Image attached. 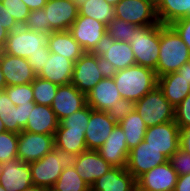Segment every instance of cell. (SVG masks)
Masks as SVG:
<instances>
[{
  "label": "cell",
  "mask_w": 190,
  "mask_h": 191,
  "mask_svg": "<svg viewBox=\"0 0 190 191\" xmlns=\"http://www.w3.org/2000/svg\"><path fill=\"white\" fill-rule=\"evenodd\" d=\"M180 129L175 121L147 127L144 140L168 159L179 149Z\"/></svg>",
  "instance_id": "obj_12"
},
{
  "label": "cell",
  "mask_w": 190,
  "mask_h": 191,
  "mask_svg": "<svg viewBox=\"0 0 190 191\" xmlns=\"http://www.w3.org/2000/svg\"><path fill=\"white\" fill-rule=\"evenodd\" d=\"M46 32H35L19 26L8 34L3 53L27 59L36 52L50 51Z\"/></svg>",
  "instance_id": "obj_7"
},
{
  "label": "cell",
  "mask_w": 190,
  "mask_h": 191,
  "mask_svg": "<svg viewBox=\"0 0 190 191\" xmlns=\"http://www.w3.org/2000/svg\"><path fill=\"white\" fill-rule=\"evenodd\" d=\"M181 37L190 50V17H185L170 25Z\"/></svg>",
  "instance_id": "obj_44"
},
{
  "label": "cell",
  "mask_w": 190,
  "mask_h": 191,
  "mask_svg": "<svg viewBox=\"0 0 190 191\" xmlns=\"http://www.w3.org/2000/svg\"><path fill=\"white\" fill-rule=\"evenodd\" d=\"M124 131L128 149L131 150L144 140L147 125L135 110L129 113L120 123Z\"/></svg>",
  "instance_id": "obj_30"
},
{
  "label": "cell",
  "mask_w": 190,
  "mask_h": 191,
  "mask_svg": "<svg viewBox=\"0 0 190 191\" xmlns=\"http://www.w3.org/2000/svg\"><path fill=\"white\" fill-rule=\"evenodd\" d=\"M113 166L106 162L97 151L87 150L77 156L76 172L90 186L96 179L111 170Z\"/></svg>",
  "instance_id": "obj_22"
},
{
  "label": "cell",
  "mask_w": 190,
  "mask_h": 191,
  "mask_svg": "<svg viewBox=\"0 0 190 191\" xmlns=\"http://www.w3.org/2000/svg\"><path fill=\"white\" fill-rule=\"evenodd\" d=\"M107 112L91 108L88 127L85 129V143L88 150L97 151L116 126Z\"/></svg>",
  "instance_id": "obj_18"
},
{
  "label": "cell",
  "mask_w": 190,
  "mask_h": 191,
  "mask_svg": "<svg viewBox=\"0 0 190 191\" xmlns=\"http://www.w3.org/2000/svg\"><path fill=\"white\" fill-rule=\"evenodd\" d=\"M179 148L190 153V125L180 128Z\"/></svg>",
  "instance_id": "obj_48"
},
{
  "label": "cell",
  "mask_w": 190,
  "mask_h": 191,
  "mask_svg": "<svg viewBox=\"0 0 190 191\" xmlns=\"http://www.w3.org/2000/svg\"><path fill=\"white\" fill-rule=\"evenodd\" d=\"M158 86L162 89L165 98L177 107L190 93V83L177 72H171L158 77Z\"/></svg>",
  "instance_id": "obj_27"
},
{
  "label": "cell",
  "mask_w": 190,
  "mask_h": 191,
  "mask_svg": "<svg viewBox=\"0 0 190 191\" xmlns=\"http://www.w3.org/2000/svg\"><path fill=\"white\" fill-rule=\"evenodd\" d=\"M106 28V24L91 17L78 16L69 32L85 52H91L106 33Z\"/></svg>",
  "instance_id": "obj_15"
},
{
  "label": "cell",
  "mask_w": 190,
  "mask_h": 191,
  "mask_svg": "<svg viewBox=\"0 0 190 191\" xmlns=\"http://www.w3.org/2000/svg\"><path fill=\"white\" fill-rule=\"evenodd\" d=\"M159 23L171 25L190 13V0H162L156 7Z\"/></svg>",
  "instance_id": "obj_29"
},
{
  "label": "cell",
  "mask_w": 190,
  "mask_h": 191,
  "mask_svg": "<svg viewBox=\"0 0 190 191\" xmlns=\"http://www.w3.org/2000/svg\"><path fill=\"white\" fill-rule=\"evenodd\" d=\"M0 185L6 191H22L33 185L29 163L18 158L3 163Z\"/></svg>",
  "instance_id": "obj_20"
},
{
  "label": "cell",
  "mask_w": 190,
  "mask_h": 191,
  "mask_svg": "<svg viewBox=\"0 0 190 191\" xmlns=\"http://www.w3.org/2000/svg\"><path fill=\"white\" fill-rule=\"evenodd\" d=\"M147 1L151 2L155 7H157L162 0H147Z\"/></svg>",
  "instance_id": "obj_57"
},
{
  "label": "cell",
  "mask_w": 190,
  "mask_h": 191,
  "mask_svg": "<svg viewBox=\"0 0 190 191\" xmlns=\"http://www.w3.org/2000/svg\"><path fill=\"white\" fill-rule=\"evenodd\" d=\"M74 4H76L77 8L79 9L83 3L87 0H71Z\"/></svg>",
  "instance_id": "obj_55"
},
{
  "label": "cell",
  "mask_w": 190,
  "mask_h": 191,
  "mask_svg": "<svg viewBox=\"0 0 190 191\" xmlns=\"http://www.w3.org/2000/svg\"><path fill=\"white\" fill-rule=\"evenodd\" d=\"M54 191H90V186L80 177L75 168L63 169L52 188Z\"/></svg>",
  "instance_id": "obj_32"
},
{
  "label": "cell",
  "mask_w": 190,
  "mask_h": 191,
  "mask_svg": "<svg viewBox=\"0 0 190 191\" xmlns=\"http://www.w3.org/2000/svg\"><path fill=\"white\" fill-rule=\"evenodd\" d=\"M7 12L13 16L19 26H23L30 10L22 0H1Z\"/></svg>",
  "instance_id": "obj_39"
},
{
  "label": "cell",
  "mask_w": 190,
  "mask_h": 191,
  "mask_svg": "<svg viewBox=\"0 0 190 191\" xmlns=\"http://www.w3.org/2000/svg\"><path fill=\"white\" fill-rule=\"evenodd\" d=\"M91 107L86 105L84 108L72 113L59 121L58 128H69L75 131H85L88 127Z\"/></svg>",
  "instance_id": "obj_35"
},
{
  "label": "cell",
  "mask_w": 190,
  "mask_h": 191,
  "mask_svg": "<svg viewBox=\"0 0 190 191\" xmlns=\"http://www.w3.org/2000/svg\"><path fill=\"white\" fill-rule=\"evenodd\" d=\"M5 87H6V82H5L4 74L2 73L0 69V90H4Z\"/></svg>",
  "instance_id": "obj_54"
},
{
  "label": "cell",
  "mask_w": 190,
  "mask_h": 191,
  "mask_svg": "<svg viewBox=\"0 0 190 191\" xmlns=\"http://www.w3.org/2000/svg\"><path fill=\"white\" fill-rule=\"evenodd\" d=\"M135 103L131 100L121 98L112 104L110 110L107 111L109 117L119 124L129 113L134 110Z\"/></svg>",
  "instance_id": "obj_41"
},
{
  "label": "cell",
  "mask_w": 190,
  "mask_h": 191,
  "mask_svg": "<svg viewBox=\"0 0 190 191\" xmlns=\"http://www.w3.org/2000/svg\"><path fill=\"white\" fill-rule=\"evenodd\" d=\"M108 73L101 59L90 52H85L75 63L71 84L80 92L87 93Z\"/></svg>",
  "instance_id": "obj_8"
},
{
  "label": "cell",
  "mask_w": 190,
  "mask_h": 191,
  "mask_svg": "<svg viewBox=\"0 0 190 191\" xmlns=\"http://www.w3.org/2000/svg\"><path fill=\"white\" fill-rule=\"evenodd\" d=\"M190 61V50L178 33L170 26L160 23V50L157 78L176 72L184 63Z\"/></svg>",
  "instance_id": "obj_2"
},
{
  "label": "cell",
  "mask_w": 190,
  "mask_h": 191,
  "mask_svg": "<svg viewBox=\"0 0 190 191\" xmlns=\"http://www.w3.org/2000/svg\"><path fill=\"white\" fill-rule=\"evenodd\" d=\"M0 69L4 74L6 86L31 83L37 75L28 60L0 52Z\"/></svg>",
  "instance_id": "obj_16"
},
{
  "label": "cell",
  "mask_w": 190,
  "mask_h": 191,
  "mask_svg": "<svg viewBox=\"0 0 190 191\" xmlns=\"http://www.w3.org/2000/svg\"><path fill=\"white\" fill-rule=\"evenodd\" d=\"M129 151L124 131L119 124H116L104 144L97 150L106 162L121 168L127 166Z\"/></svg>",
  "instance_id": "obj_19"
},
{
  "label": "cell",
  "mask_w": 190,
  "mask_h": 191,
  "mask_svg": "<svg viewBox=\"0 0 190 191\" xmlns=\"http://www.w3.org/2000/svg\"><path fill=\"white\" fill-rule=\"evenodd\" d=\"M114 8L116 18L128 23H134L137 26L160 24L156 7L147 0H120Z\"/></svg>",
  "instance_id": "obj_9"
},
{
  "label": "cell",
  "mask_w": 190,
  "mask_h": 191,
  "mask_svg": "<svg viewBox=\"0 0 190 191\" xmlns=\"http://www.w3.org/2000/svg\"><path fill=\"white\" fill-rule=\"evenodd\" d=\"M176 72L190 83V61L184 63Z\"/></svg>",
  "instance_id": "obj_51"
},
{
  "label": "cell",
  "mask_w": 190,
  "mask_h": 191,
  "mask_svg": "<svg viewBox=\"0 0 190 191\" xmlns=\"http://www.w3.org/2000/svg\"><path fill=\"white\" fill-rule=\"evenodd\" d=\"M73 68L74 62L72 60L51 52L38 77L49 80L59 86L71 84Z\"/></svg>",
  "instance_id": "obj_24"
},
{
  "label": "cell",
  "mask_w": 190,
  "mask_h": 191,
  "mask_svg": "<svg viewBox=\"0 0 190 191\" xmlns=\"http://www.w3.org/2000/svg\"><path fill=\"white\" fill-rule=\"evenodd\" d=\"M110 74L120 96L134 103L158 85L155 71L137 64Z\"/></svg>",
  "instance_id": "obj_1"
},
{
  "label": "cell",
  "mask_w": 190,
  "mask_h": 191,
  "mask_svg": "<svg viewBox=\"0 0 190 191\" xmlns=\"http://www.w3.org/2000/svg\"><path fill=\"white\" fill-rule=\"evenodd\" d=\"M87 105L86 95L72 84L58 86L51 109L58 121L84 108Z\"/></svg>",
  "instance_id": "obj_17"
},
{
  "label": "cell",
  "mask_w": 190,
  "mask_h": 191,
  "mask_svg": "<svg viewBox=\"0 0 190 191\" xmlns=\"http://www.w3.org/2000/svg\"><path fill=\"white\" fill-rule=\"evenodd\" d=\"M48 189L47 188H44V187H40V186H37V185H31L30 187L22 190V191H47Z\"/></svg>",
  "instance_id": "obj_53"
},
{
  "label": "cell",
  "mask_w": 190,
  "mask_h": 191,
  "mask_svg": "<svg viewBox=\"0 0 190 191\" xmlns=\"http://www.w3.org/2000/svg\"><path fill=\"white\" fill-rule=\"evenodd\" d=\"M136 187V179L126 168L113 167L96 179L91 191H135Z\"/></svg>",
  "instance_id": "obj_23"
},
{
  "label": "cell",
  "mask_w": 190,
  "mask_h": 191,
  "mask_svg": "<svg viewBox=\"0 0 190 191\" xmlns=\"http://www.w3.org/2000/svg\"><path fill=\"white\" fill-rule=\"evenodd\" d=\"M54 147L78 156L88 150L85 143V131L57 128L54 134Z\"/></svg>",
  "instance_id": "obj_28"
},
{
  "label": "cell",
  "mask_w": 190,
  "mask_h": 191,
  "mask_svg": "<svg viewBox=\"0 0 190 191\" xmlns=\"http://www.w3.org/2000/svg\"><path fill=\"white\" fill-rule=\"evenodd\" d=\"M168 158L143 140L129 151L126 169L137 180L152 168L164 164Z\"/></svg>",
  "instance_id": "obj_11"
},
{
  "label": "cell",
  "mask_w": 190,
  "mask_h": 191,
  "mask_svg": "<svg viewBox=\"0 0 190 191\" xmlns=\"http://www.w3.org/2000/svg\"><path fill=\"white\" fill-rule=\"evenodd\" d=\"M105 1L108 2L112 6H115L117 3L120 2V0H105Z\"/></svg>",
  "instance_id": "obj_56"
},
{
  "label": "cell",
  "mask_w": 190,
  "mask_h": 191,
  "mask_svg": "<svg viewBox=\"0 0 190 191\" xmlns=\"http://www.w3.org/2000/svg\"><path fill=\"white\" fill-rule=\"evenodd\" d=\"M2 170H3V163L0 162V176L2 174Z\"/></svg>",
  "instance_id": "obj_59"
},
{
  "label": "cell",
  "mask_w": 190,
  "mask_h": 191,
  "mask_svg": "<svg viewBox=\"0 0 190 191\" xmlns=\"http://www.w3.org/2000/svg\"><path fill=\"white\" fill-rule=\"evenodd\" d=\"M54 148V135L21 131L18 134V159L25 163L40 160Z\"/></svg>",
  "instance_id": "obj_10"
},
{
  "label": "cell",
  "mask_w": 190,
  "mask_h": 191,
  "mask_svg": "<svg viewBox=\"0 0 190 191\" xmlns=\"http://www.w3.org/2000/svg\"><path fill=\"white\" fill-rule=\"evenodd\" d=\"M50 51L36 52L35 54H31L27 60L31 65L34 73L38 76L42 69L44 68V64L46 60H48L50 56Z\"/></svg>",
  "instance_id": "obj_45"
},
{
  "label": "cell",
  "mask_w": 190,
  "mask_h": 191,
  "mask_svg": "<svg viewBox=\"0 0 190 191\" xmlns=\"http://www.w3.org/2000/svg\"><path fill=\"white\" fill-rule=\"evenodd\" d=\"M30 11L42 9L48 0H22Z\"/></svg>",
  "instance_id": "obj_50"
},
{
  "label": "cell",
  "mask_w": 190,
  "mask_h": 191,
  "mask_svg": "<svg viewBox=\"0 0 190 191\" xmlns=\"http://www.w3.org/2000/svg\"><path fill=\"white\" fill-rule=\"evenodd\" d=\"M4 91L15 106L28 104L34 101L33 87L31 83L24 85L6 86Z\"/></svg>",
  "instance_id": "obj_38"
},
{
  "label": "cell",
  "mask_w": 190,
  "mask_h": 191,
  "mask_svg": "<svg viewBox=\"0 0 190 191\" xmlns=\"http://www.w3.org/2000/svg\"><path fill=\"white\" fill-rule=\"evenodd\" d=\"M179 129L190 125V93L175 107V119Z\"/></svg>",
  "instance_id": "obj_43"
},
{
  "label": "cell",
  "mask_w": 190,
  "mask_h": 191,
  "mask_svg": "<svg viewBox=\"0 0 190 191\" xmlns=\"http://www.w3.org/2000/svg\"><path fill=\"white\" fill-rule=\"evenodd\" d=\"M31 84L33 87L34 102L36 104L51 106L59 85L38 76Z\"/></svg>",
  "instance_id": "obj_34"
},
{
  "label": "cell",
  "mask_w": 190,
  "mask_h": 191,
  "mask_svg": "<svg viewBox=\"0 0 190 191\" xmlns=\"http://www.w3.org/2000/svg\"><path fill=\"white\" fill-rule=\"evenodd\" d=\"M136 27L137 25L134 23H128L125 20L115 18L107 24L106 32L114 40L130 43Z\"/></svg>",
  "instance_id": "obj_36"
},
{
  "label": "cell",
  "mask_w": 190,
  "mask_h": 191,
  "mask_svg": "<svg viewBox=\"0 0 190 191\" xmlns=\"http://www.w3.org/2000/svg\"><path fill=\"white\" fill-rule=\"evenodd\" d=\"M77 155L54 147L43 158L29 163L32 183L40 187L52 189L63 169L75 168Z\"/></svg>",
  "instance_id": "obj_3"
},
{
  "label": "cell",
  "mask_w": 190,
  "mask_h": 191,
  "mask_svg": "<svg viewBox=\"0 0 190 191\" xmlns=\"http://www.w3.org/2000/svg\"><path fill=\"white\" fill-rule=\"evenodd\" d=\"M36 103L34 101L28 102V104H22L18 106V115H19V121L18 122V134L24 130L28 116L30 114V111L34 108V105Z\"/></svg>",
  "instance_id": "obj_47"
},
{
  "label": "cell",
  "mask_w": 190,
  "mask_h": 191,
  "mask_svg": "<svg viewBox=\"0 0 190 191\" xmlns=\"http://www.w3.org/2000/svg\"><path fill=\"white\" fill-rule=\"evenodd\" d=\"M174 191H190V173L178 176Z\"/></svg>",
  "instance_id": "obj_49"
},
{
  "label": "cell",
  "mask_w": 190,
  "mask_h": 191,
  "mask_svg": "<svg viewBox=\"0 0 190 191\" xmlns=\"http://www.w3.org/2000/svg\"><path fill=\"white\" fill-rule=\"evenodd\" d=\"M23 27L31 31L47 33V18L44 8L30 11Z\"/></svg>",
  "instance_id": "obj_40"
},
{
  "label": "cell",
  "mask_w": 190,
  "mask_h": 191,
  "mask_svg": "<svg viewBox=\"0 0 190 191\" xmlns=\"http://www.w3.org/2000/svg\"><path fill=\"white\" fill-rule=\"evenodd\" d=\"M0 118L5 131L18 134V106L14 105L4 90L0 92Z\"/></svg>",
  "instance_id": "obj_33"
},
{
  "label": "cell",
  "mask_w": 190,
  "mask_h": 191,
  "mask_svg": "<svg viewBox=\"0 0 190 191\" xmlns=\"http://www.w3.org/2000/svg\"><path fill=\"white\" fill-rule=\"evenodd\" d=\"M9 32L0 24V52L3 50Z\"/></svg>",
  "instance_id": "obj_52"
},
{
  "label": "cell",
  "mask_w": 190,
  "mask_h": 191,
  "mask_svg": "<svg viewBox=\"0 0 190 191\" xmlns=\"http://www.w3.org/2000/svg\"><path fill=\"white\" fill-rule=\"evenodd\" d=\"M78 13V16L91 17L106 25L116 18L114 6L105 0H87L78 9Z\"/></svg>",
  "instance_id": "obj_31"
},
{
  "label": "cell",
  "mask_w": 190,
  "mask_h": 191,
  "mask_svg": "<svg viewBox=\"0 0 190 191\" xmlns=\"http://www.w3.org/2000/svg\"><path fill=\"white\" fill-rule=\"evenodd\" d=\"M0 24L10 33L17 29L19 25L11 14L7 12V9L2 5L0 0Z\"/></svg>",
  "instance_id": "obj_46"
},
{
  "label": "cell",
  "mask_w": 190,
  "mask_h": 191,
  "mask_svg": "<svg viewBox=\"0 0 190 191\" xmlns=\"http://www.w3.org/2000/svg\"><path fill=\"white\" fill-rule=\"evenodd\" d=\"M58 125L59 121L51 106L35 104L32 111H30L23 131L54 135Z\"/></svg>",
  "instance_id": "obj_25"
},
{
  "label": "cell",
  "mask_w": 190,
  "mask_h": 191,
  "mask_svg": "<svg viewBox=\"0 0 190 191\" xmlns=\"http://www.w3.org/2000/svg\"><path fill=\"white\" fill-rule=\"evenodd\" d=\"M0 191H6L3 186L0 185Z\"/></svg>",
  "instance_id": "obj_60"
},
{
  "label": "cell",
  "mask_w": 190,
  "mask_h": 191,
  "mask_svg": "<svg viewBox=\"0 0 190 191\" xmlns=\"http://www.w3.org/2000/svg\"><path fill=\"white\" fill-rule=\"evenodd\" d=\"M122 97L112 75L107 74L86 95L87 105L94 110L107 112Z\"/></svg>",
  "instance_id": "obj_21"
},
{
  "label": "cell",
  "mask_w": 190,
  "mask_h": 191,
  "mask_svg": "<svg viewBox=\"0 0 190 191\" xmlns=\"http://www.w3.org/2000/svg\"><path fill=\"white\" fill-rule=\"evenodd\" d=\"M90 53L101 59L108 73L123 70L136 64L130 43L114 40L107 32Z\"/></svg>",
  "instance_id": "obj_4"
},
{
  "label": "cell",
  "mask_w": 190,
  "mask_h": 191,
  "mask_svg": "<svg viewBox=\"0 0 190 191\" xmlns=\"http://www.w3.org/2000/svg\"><path fill=\"white\" fill-rule=\"evenodd\" d=\"M172 168L177 172L178 176L190 173V153L178 149L168 159Z\"/></svg>",
  "instance_id": "obj_42"
},
{
  "label": "cell",
  "mask_w": 190,
  "mask_h": 191,
  "mask_svg": "<svg viewBox=\"0 0 190 191\" xmlns=\"http://www.w3.org/2000/svg\"><path fill=\"white\" fill-rule=\"evenodd\" d=\"M47 44L50 52L60 54L74 63L85 53L69 30L51 32Z\"/></svg>",
  "instance_id": "obj_26"
},
{
  "label": "cell",
  "mask_w": 190,
  "mask_h": 191,
  "mask_svg": "<svg viewBox=\"0 0 190 191\" xmlns=\"http://www.w3.org/2000/svg\"><path fill=\"white\" fill-rule=\"evenodd\" d=\"M4 132H5V127H4L3 121L0 118V134Z\"/></svg>",
  "instance_id": "obj_58"
},
{
  "label": "cell",
  "mask_w": 190,
  "mask_h": 191,
  "mask_svg": "<svg viewBox=\"0 0 190 191\" xmlns=\"http://www.w3.org/2000/svg\"><path fill=\"white\" fill-rule=\"evenodd\" d=\"M177 179V172L167 161L141 175L136 180V188L143 191H174Z\"/></svg>",
  "instance_id": "obj_14"
},
{
  "label": "cell",
  "mask_w": 190,
  "mask_h": 191,
  "mask_svg": "<svg viewBox=\"0 0 190 191\" xmlns=\"http://www.w3.org/2000/svg\"><path fill=\"white\" fill-rule=\"evenodd\" d=\"M134 110L140 114L147 127L175 119V107L165 98L158 85L135 102Z\"/></svg>",
  "instance_id": "obj_6"
},
{
  "label": "cell",
  "mask_w": 190,
  "mask_h": 191,
  "mask_svg": "<svg viewBox=\"0 0 190 191\" xmlns=\"http://www.w3.org/2000/svg\"><path fill=\"white\" fill-rule=\"evenodd\" d=\"M130 46L134 52L136 64L155 71L160 50V24L137 26Z\"/></svg>",
  "instance_id": "obj_5"
},
{
  "label": "cell",
  "mask_w": 190,
  "mask_h": 191,
  "mask_svg": "<svg viewBox=\"0 0 190 191\" xmlns=\"http://www.w3.org/2000/svg\"><path fill=\"white\" fill-rule=\"evenodd\" d=\"M18 134L5 131L0 134V162L5 163L18 158Z\"/></svg>",
  "instance_id": "obj_37"
},
{
  "label": "cell",
  "mask_w": 190,
  "mask_h": 191,
  "mask_svg": "<svg viewBox=\"0 0 190 191\" xmlns=\"http://www.w3.org/2000/svg\"><path fill=\"white\" fill-rule=\"evenodd\" d=\"M47 18V33L69 30L78 17V8L71 0H48L43 7Z\"/></svg>",
  "instance_id": "obj_13"
}]
</instances>
